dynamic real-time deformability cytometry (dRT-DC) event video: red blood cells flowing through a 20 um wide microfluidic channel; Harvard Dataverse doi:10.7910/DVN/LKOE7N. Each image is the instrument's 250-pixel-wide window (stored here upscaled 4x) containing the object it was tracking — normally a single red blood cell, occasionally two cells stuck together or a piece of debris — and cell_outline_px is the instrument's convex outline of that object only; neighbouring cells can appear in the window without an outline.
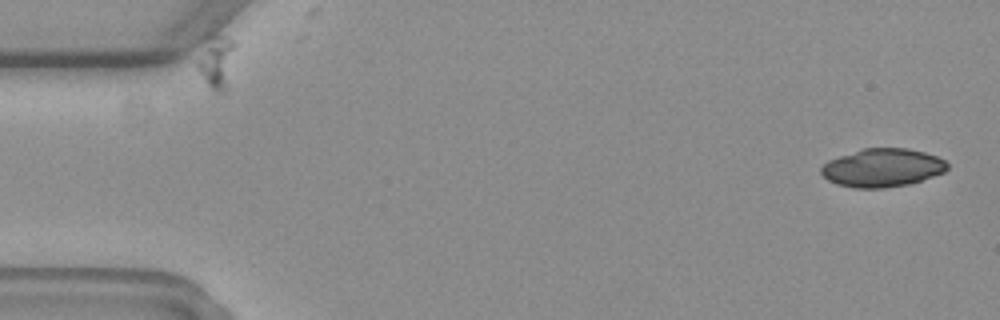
{"species": "common noctule bat (a hibernating species)", "species_latin": "Nyctalus noctula", "temperature_condition": "warm", "stored_images_in_passage": 4, "camera_frame_rate_fps": 3000, "um_per_image_px": 0.085, "animal": {"sex": "female", "body_mass_g": 19.3, "forearm_length_mm": 54.1}, "frame": {"image": 1, "passage_image": 1, "time_ms": 0.0, "image_size_px": [1000, 320], "cell_outline_px": [[948, 168], [944, 172], [908, 184], [884, 188], [852, 188], [836, 184], [828, 180], [820, 172], [820, 168], [828, 160], [864, 148], [908, 148], [924, 152], [936, 156], [944, 160], [948, 164]], "centroid_in_image_um": [74.98, 14.26], "position_along_channel_um": 10.0, "area_um2": 28.03}}